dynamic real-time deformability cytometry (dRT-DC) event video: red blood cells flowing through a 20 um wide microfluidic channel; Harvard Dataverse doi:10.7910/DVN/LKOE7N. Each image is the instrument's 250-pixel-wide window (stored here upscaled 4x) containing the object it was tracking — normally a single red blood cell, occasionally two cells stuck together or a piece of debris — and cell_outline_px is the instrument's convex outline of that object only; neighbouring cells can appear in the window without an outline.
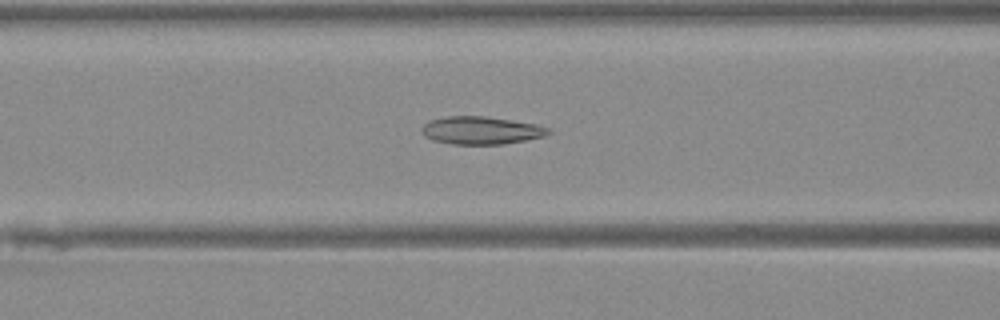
{"species": "Egyptian fruit bat (a non-hibernating species)", "species_latin": "Rousettus aegyptiacus", "temperature_condition": "warm", "stored_images_in_passage": 39, "camera_frame_rate_fps": 3000, "um_per_image_px": 0.085, "animal": {"sex": "female"}, "frame": {"image": 1, "passage_image": 10, "time_ms": 3.0, "image_size_px": [1000, 320], "cell_outline_px": [[552, 132], [544, 136], [528, 140], [504, 144], [452, 144], [432, 140], [424, 136], [420, 128], [424, 124], [432, 120], [448, 116], [484, 116], [536, 124], [548, 128]], "centroid_in_image_um": [40.89, 11.09], "position_along_channel_um": 125.7, "area_um2": 20.46}}
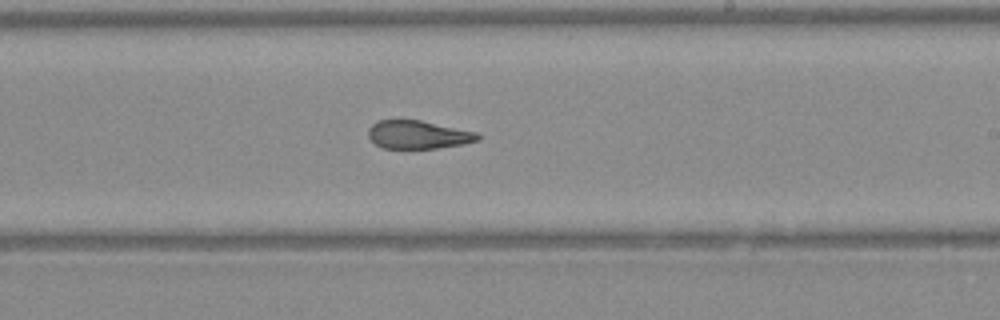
{"frame": {"image": 2, "passage_image": 19, "time_ms": 6.0, "image_size_px": [1000, 320], "cell_outline_px": [[480, 140], [464, 144], [436, 148], [384, 148], [376, 144], [368, 136], [368, 128], [376, 120], [420, 120], [476, 132], [480, 136]], "centroid_in_image_um": [35.53, 11.44], "position_along_channel_um": 253.5, "area_um2": 17.92}}
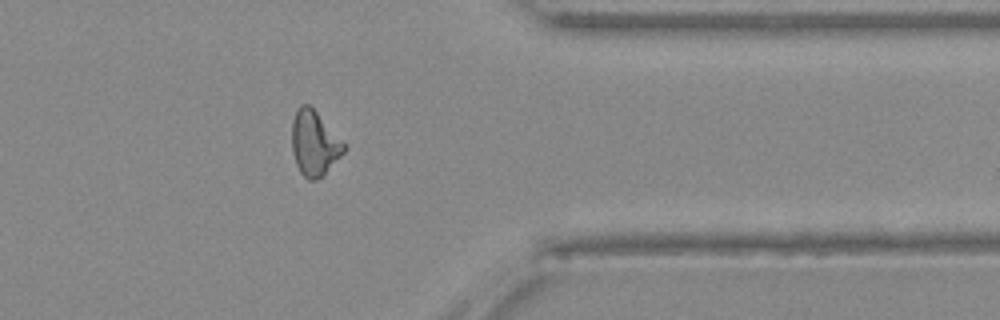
{"frame": {"image": 3, "passage_image": 29, "time_ms": 9.333, "image_size_px": [1000, 320], "cell_outline_px": [[344, 152], [324, 176], [316, 180], [308, 180], [300, 172], [296, 164], [292, 152], [292, 120], [300, 104], [308, 104], [316, 112], [344, 144]], "centroid_in_image_um": [26.68, 12.22], "position_along_channel_um": 384.7, "area_um2": 19.36}}